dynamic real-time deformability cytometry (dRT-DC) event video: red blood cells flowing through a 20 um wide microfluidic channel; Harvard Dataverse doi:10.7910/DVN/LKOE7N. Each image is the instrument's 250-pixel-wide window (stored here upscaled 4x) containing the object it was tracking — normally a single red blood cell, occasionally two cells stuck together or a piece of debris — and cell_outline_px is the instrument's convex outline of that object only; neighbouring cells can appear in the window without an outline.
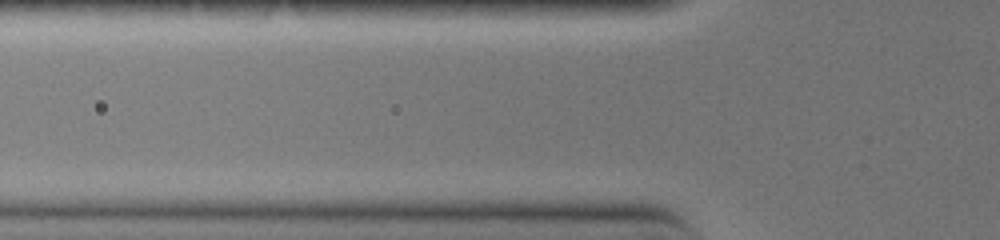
{"species": "common noctule bat (a hibernating species)", "species_latin": "Nyctalus noctula", "temperature_condition": "warm", "stored_images_in_passage": 3, "camera_frame_rate_fps": 3000, "um_per_image_px": 0.085, "animal": {"sex": "female", "body_mass_g": 19.0, "forearm_length_mm": 51.5}, "frame": {"image": 1, "passage_image": 2, "time_ms": 0.333, "image_size_px": [1000, 240], "cell_outline_px": [[632, 164], [624, 168], [492, 168], [480, 164], [484, 160], [556, 156], [564, 156], [632, 160]], "centroid_in_image_um": [47.37, 13.84], "position_along_channel_um": 78.4, "area_um2": 10.69}}